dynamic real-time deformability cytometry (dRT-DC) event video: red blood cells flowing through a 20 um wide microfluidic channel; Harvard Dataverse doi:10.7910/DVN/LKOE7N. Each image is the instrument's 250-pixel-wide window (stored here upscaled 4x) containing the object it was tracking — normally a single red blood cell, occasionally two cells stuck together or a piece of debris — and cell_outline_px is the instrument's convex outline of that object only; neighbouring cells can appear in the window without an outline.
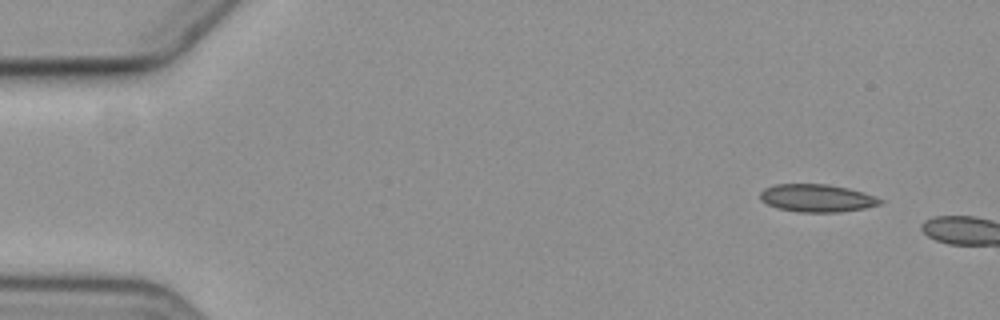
{"species": "common noctule bat (a hibernating species)", "species_latin": "Nyctalus noctula", "temperature_condition": "cold", "stored_images_in_passage": 2, "camera_frame_rate_fps": 3000, "um_per_image_px": 0.085, "animal": {"sex": "female", "body_mass_g": 19.3, "forearm_length_mm": 54.1}, "frame": {"image": 1, "passage_image": 1, "time_ms": 0.0, "image_size_px": [1000, 320], "cell_outline_px": [[884, 200], [880, 204], [864, 208], [836, 212], [796, 212], [780, 208], [768, 204], [760, 200], [760, 192], [764, 188], [776, 184], [828, 184], [848, 188], [864, 192]], "centroid_in_image_um": [69.43, 16.83], "position_along_channel_um": 15.6, "area_um2": 19.31}}